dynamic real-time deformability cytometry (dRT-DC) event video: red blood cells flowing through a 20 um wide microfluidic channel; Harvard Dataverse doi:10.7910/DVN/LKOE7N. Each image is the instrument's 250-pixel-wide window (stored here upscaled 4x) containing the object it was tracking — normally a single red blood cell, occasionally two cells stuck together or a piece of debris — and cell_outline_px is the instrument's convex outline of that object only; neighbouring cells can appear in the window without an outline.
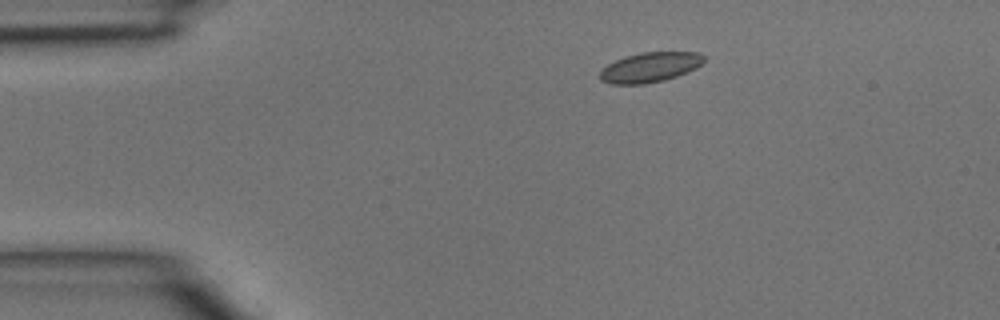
{"species": "common noctule bat (a hibernating species)", "species_latin": "Nyctalus noctula", "temperature_condition": "room temperature", "stored_images_in_passage": 2, "camera_frame_rate_fps": 3000, "um_per_image_px": 0.085, "animal": {"sex": "male", "body_mass_g": 15.6}, "frame": {"image": 1, "passage_image": 1, "time_ms": 0.0, "image_size_px": [1000, 320], "cell_outline_px": [[704, 60], [696, 68], [688, 72], [664, 80], [644, 84], [612, 84], [600, 80], [600, 72], [608, 64], [624, 56], [640, 52], [700, 52], [704, 56]], "centroid_in_image_um": [55.25, 5.71], "position_along_channel_um": 29.7, "area_um2": 18.09}}